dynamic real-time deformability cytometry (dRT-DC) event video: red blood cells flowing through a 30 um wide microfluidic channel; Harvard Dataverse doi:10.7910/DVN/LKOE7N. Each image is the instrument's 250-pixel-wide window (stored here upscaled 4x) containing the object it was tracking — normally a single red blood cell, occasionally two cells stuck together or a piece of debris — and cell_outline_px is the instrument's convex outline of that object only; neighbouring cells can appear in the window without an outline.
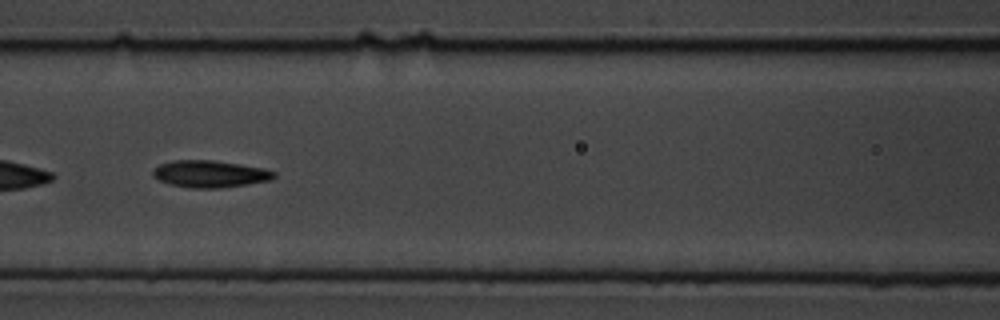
{"species": "common noctule bat (a hibernating species)", "species_latin": "Nyctalus noctula", "temperature_condition": "cold", "stored_images_in_passage": 59, "camera_frame_rate_fps": 3000, "um_per_image_px": 0.085, "animal": {"sex": "male", "body_mass_g": 19.5, "forearm_length_mm": 54.6}, "frame": {"image": 1, "passage_image": 26, "time_ms": 8.333, "image_size_px": [1000, 320], "cell_outline_px": [[276, 176], [272, 180], [248, 184], [220, 188], [192, 188], [168, 184], [152, 176], [152, 172], [160, 164], [172, 160], [212, 160], [240, 164], [264, 168], [276, 172]], "centroid_in_image_um": [17.87, 14.78], "position_along_channel_um": 148.7, "area_um2": 19.13}, "authors_computed_cell_mechanics": {"area_um2": 18.7272, "velocity_mm_per_s": 3.3604, "shape_relaxation_time_tau1_ms": 3.1528, "shape_relaxation_time_tau2_ms": 7.7509, "deformation_change_tau1": 0.1126, "deformation_change_tau2": 0.168}}